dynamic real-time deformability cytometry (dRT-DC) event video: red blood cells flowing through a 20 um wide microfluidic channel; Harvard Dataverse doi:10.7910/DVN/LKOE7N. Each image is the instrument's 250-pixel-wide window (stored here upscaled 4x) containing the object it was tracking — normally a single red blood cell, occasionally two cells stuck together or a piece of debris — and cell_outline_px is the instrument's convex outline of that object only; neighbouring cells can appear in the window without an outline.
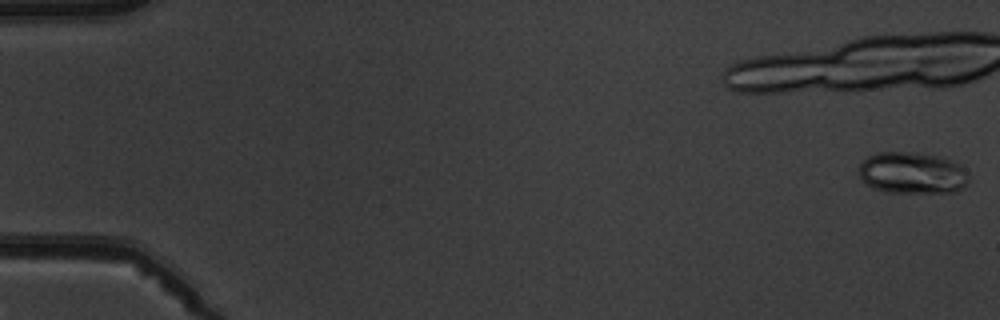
{"species": "common noctule bat (a hibernating species)", "species_latin": "Nyctalus noctula", "temperature_condition": "warm", "stored_images_in_passage": 9, "camera_frame_rate_fps": 3000, "um_per_image_px": 0.085, "animal": {"sex": "male", "body_mass_g": 19.5, "forearm_length_mm": 54.6}, "frame": {"image": 1, "passage_image": 1, "time_ms": 0.0, "image_size_px": [1000, 320], "cell_outline_px": [[968, 184], [964, 188], [956, 192], [884, 192], [872, 188], [860, 176], [860, 164], [868, 156], [880, 152], [912, 152], [944, 156], [960, 164], [968, 172]], "centroid_in_image_um": [77.61, 14.69], "position_along_channel_um": 7.4, "area_um2": 26.93}}